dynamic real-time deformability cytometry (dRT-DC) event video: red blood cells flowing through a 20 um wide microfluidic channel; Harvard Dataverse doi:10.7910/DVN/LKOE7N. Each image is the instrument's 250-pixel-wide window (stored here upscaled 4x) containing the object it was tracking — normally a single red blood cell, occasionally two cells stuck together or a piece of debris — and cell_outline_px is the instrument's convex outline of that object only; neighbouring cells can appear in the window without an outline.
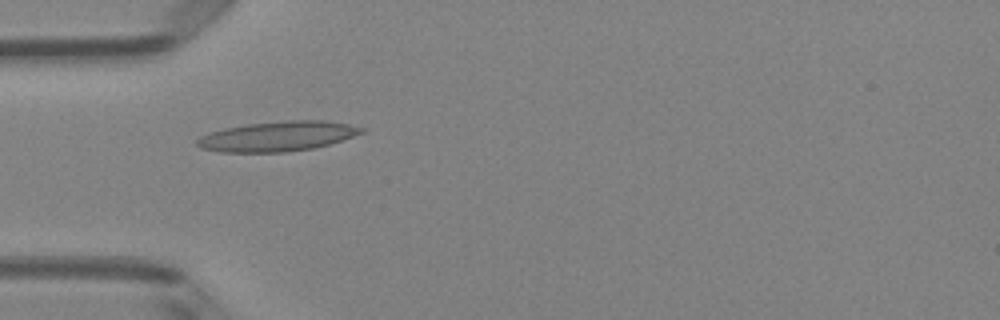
{"species": "Egyptian fruit bat (a non-hibernating species)", "species_latin": "Rousettus aegyptiacus", "temperature_condition": "room temperature", "stored_images_in_passage": 6, "camera_frame_rate_fps": 3000, "um_per_image_px": 0.085, "animal": {"sex": "female"}, "frame": {"image": 1, "passage_image": 5, "time_ms": 1.333, "image_size_px": [1000, 320], "cell_outline_px": [[364, 132], [328, 144], [312, 148], [284, 152], [220, 152], [200, 148], [196, 144], [196, 140], [200, 136], [208, 132], [224, 128], [248, 124], [288, 120], [324, 120], [348, 124], [364, 128]], "centroid_in_image_um": [23.53, 11.58], "position_along_channel_um": 61.5, "area_um2": 28.5}}
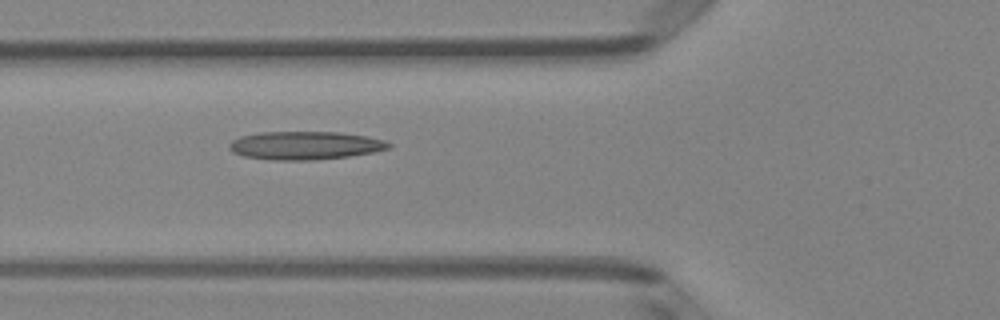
{"frame": {"image": 2, "passage_image": 6, "time_ms": 1.667, "image_size_px": [1000, 320], "cell_outline_px": [[392, 144], [388, 148], [372, 152], [348, 156], [312, 160], [268, 160], [244, 156], [232, 152], [228, 148], [228, 144], [232, 140], [240, 136], [260, 132], [340, 132], [364, 136], [384, 140]], "centroid_in_image_um": [25.86, 12.36], "position_along_channel_um": 99.9, "area_um2": 26.18}}